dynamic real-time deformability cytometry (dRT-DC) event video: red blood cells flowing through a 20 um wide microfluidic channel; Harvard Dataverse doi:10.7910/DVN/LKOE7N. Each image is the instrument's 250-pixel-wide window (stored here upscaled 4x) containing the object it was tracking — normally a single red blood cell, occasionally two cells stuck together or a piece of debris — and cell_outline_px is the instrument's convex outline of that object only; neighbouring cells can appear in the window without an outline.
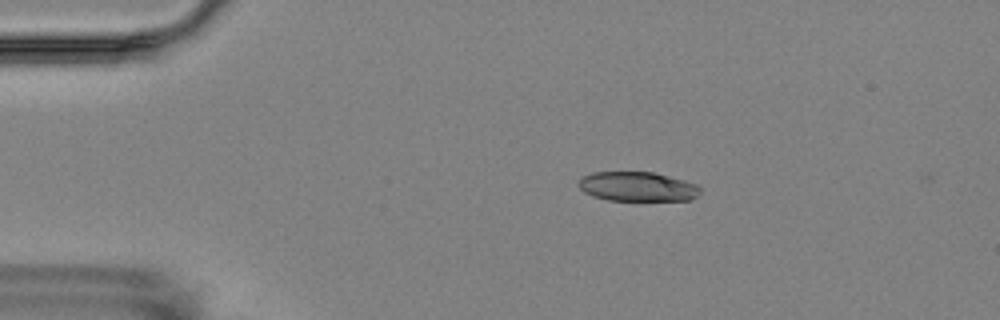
{"species": "Egyptian fruit bat (a non-hibernating species)", "species_latin": "Rousettus aegyptiacus", "temperature_condition": "room temperature", "stored_images_in_passage": 3, "camera_frame_rate_fps": 3000, "um_per_image_px": 0.085, "animal": {"sex": "female"}, "frame": {"image": 1, "passage_image": 2, "time_ms": 1.333, "image_size_px": [1000, 320], "cell_outline_px": [[700, 192], [692, 200], [608, 200], [592, 196], [584, 192], [576, 184], [580, 176], [592, 172], [652, 172], [684, 180], [696, 184], [700, 188]], "centroid_in_image_um": [54.13, 15.85], "position_along_channel_um": 30.9, "area_um2": 20.98}}